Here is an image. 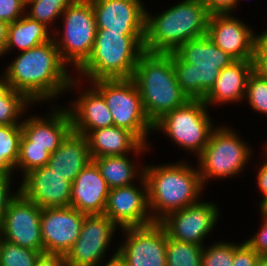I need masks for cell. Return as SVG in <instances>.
Wrapping results in <instances>:
<instances>
[{"mask_svg":"<svg viewBox=\"0 0 267 266\" xmlns=\"http://www.w3.org/2000/svg\"><path fill=\"white\" fill-rule=\"evenodd\" d=\"M19 54L5 69L4 75L12 89L25 95L33 104L54 100L65 89L80 86L79 78L69 75L54 39Z\"/></svg>","mask_w":267,"mask_h":266,"instance_id":"6da1fadb","label":"cell"},{"mask_svg":"<svg viewBox=\"0 0 267 266\" xmlns=\"http://www.w3.org/2000/svg\"><path fill=\"white\" fill-rule=\"evenodd\" d=\"M143 175L147 183L149 212L154 222L200 202L198 198L205 187L198 168L194 169L185 161L144 166Z\"/></svg>","mask_w":267,"mask_h":266,"instance_id":"7a4b0ae2","label":"cell"},{"mask_svg":"<svg viewBox=\"0 0 267 266\" xmlns=\"http://www.w3.org/2000/svg\"><path fill=\"white\" fill-rule=\"evenodd\" d=\"M151 15L146 10L144 51L172 53L185 42L207 34L210 13L202 0H183Z\"/></svg>","mask_w":267,"mask_h":266,"instance_id":"3957f363","label":"cell"},{"mask_svg":"<svg viewBox=\"0 0 267 266\" xmlns=\"http://www.w3.org/2000/svg\"><path fill=\"white\" fill-rule=\"evenodd\" d=\"M132 79L139 89L145 113L153 125L165 114L190 100L177 83L172 53L144 51Z\"/></svg>","mask_w":267,"mask_h":266,"instance_id":"277c9868","label":"cell"},{"mask_svg":"<svg viewBox=\"0 0 267 266\" xmlns=\"http://www.w3.org/2000/svg\"><path fill=\"white\" fill-rule=\"evenodd\" d=\"M235 61L207 35L191 39L172 52L177 83L189 99L203 100L220 71Z\"/></svg>","mask_w":267,"mask_h":266,"instance_id":"5b68a950","label":"cell"},{"mask_svg":"<svg viewBox=\"0 0 267 266\" xmlns=\"http://www.w3.org/2000/svg\"><path fill=\"white\" fill-rule=\"evenodd\" d=\"M145 33L109 32L97 29L90 57L77 70L80 77L100 79H130L144 52ZM85 76V77H83Z\"/></svg>","mask_w":267,"mask_h":266,"instance_id":"8992f818","label":"cell"},{"mask_svg":"<svg viewBox=\"0 0 267 266\" xmlns=\"http://www.w3.org/2000/svg\"><path fill=\"white\" fill-rule=\"evenodd\" d=\"M104 98L113 117L114 126L125 128L134 133L144 144L147 134L154 131V125L143 108L139 89L134 80L100 79L91 81Z\"/></svg>","mask_w":267,"mask_h":266,"instance_id":"52a82bcc","label":"cell"},{"mask_svg":"<svg viewBox=\"0 0 267 266\" xmlns=\"http://www.w3.org/2000/svg\"><path fill=\"white\" fill-rule=\"evenodd\" d=\"M234 130L225 126L213 128L199 159V175L203 185L209 179L239 175L251 157V150ZM206 180V181H205Z\"/></svg>","mask_w":267,"mask_h":266,"instance_id":"ba28073f","label":"cell"},{"mask_svg":"<svg viewBox=\"0 0 267 266\" xmlns=\"http://www.w3.org/2000/svg\"><path fill=\"white\" fill-rule=\"evenodd\" d=\"M62 37H53L62 61L73 65L76 71L90 57L94 47L97 26L91 0H74L62 13Z\"/></svg>","mask_w":267,"mask_h":266,"instance_id":"9c48e42d","label":"cell"},{"mask_svg":"<svg viewBox=\"0 0 267 266\" xmlns=\"http://www.w3.org/2000/svg\"><path fill=\"white\" fill-rule=\"evenodd\" d=\"M207 107L201 99H190L159 119L153 130H162L180 148L199 156L214 128Z\"/></svg>","mask_w":267,"mask_h":266,"instance_id":"30bf717a","label":"cell"},{"mask_svg":"<svg viewBox=\"0 0 267 266\" xmlns=\"http://www.w3.org/2000/svg\"><path fill=\"white\" fill-rule=\"evenodd\" d=\"M41 214L42 208L18 191L4 213L0 238L18 246L44 252Z\"/></svg>","mask_w":267,"mask_h":266,"instance_id":"8fae6325","label":"cell"},{"mask_svg":"<svg viewBox=\"0 0 267 266\" xmlns=\"http://www.w3.org/2000/svg\"><path fill=\"white\" fill-rule=\"evenodd\" d=\"M121 230L126 240L117 250L126 266H167L168 234L159 222Z\"/></svg>","mask_w":267,"mask_h":266,"instance_id":"7c38bea8","label":"cell"},{"mask_svg":"<svg viewBox=\"0 0 267 266\" xmlns=\"http://www.w3.org/2000/svg\"><path fill=\"white\" fill-rule=\"evenodd\" d=\"M116 228L105 214L86 215L78 239L65 255L67 266H98Z\"/></svg>","mask_w":267,"mask_h":266,"instance_id":"4fadbf2b","label":"cell"},{"mask_svg":"<svg viewBox=\"0 0 267 266\" xmlns=\"http://www.w3.org/2000/svg\"><path fill=\"white\" fill-rule=\"evenodd\" d=\"M219 208L213 202H198L167 214L159 221L168 237L204 245L206 236L213 230L219 220Z\"/></svg>","mask_w":267,"mask_h":266,"instance_id":"5bb4252c","label":"cell"},{"mask_svg":"<svg viewBox=\"0 0 267 266\" xmlns=\"http://www.w3.org/2000/svg\"><path fill=\"white\" fill-rule=\"evenodd\" d=\"M142 189L135 183L109 191L104 213L121 229L141 227L154 223L148 206L147 183L144 175L139 177Z\"/></svg>","mask_w":267,"mask_h":266,"instance_id":"9a60e30c","label":"cell"},{"mask_svg":"<svg viewBox=\"0 0 267 266\" xmlns=\"http://www.w3.org/2000/svg\"><path fill=\"white\" fill-rule=\"evenodd\" d=\"M86 215L71 206L42 209L41 237L44 252L65 256L78 239Z\"/></svg>","mask_w":267,"mask_h":266,"instance_id":"2e32d148","label":"cell"},{"mask_svg":"<svg viewBox=\"0 0 267 266\" xmlns=\"http://www.w3.org/2000/svg\"><path fill=\"white\" fill-rule=\"evenodd\" d=\"M231 13L210 14L207 36L234 60H254L258 35Z\"/></svg>","mask_w":267,"mask_h":266,"instance_id":"e0dca14e","label":"cell"},{"mask_svg":"<svg viewBox=\"0 0 267 266\" xmlns=\"http://www.w3.org/2000/svg\"><path fill=\"white\" fill-rule=\"evenodd\" d=\"M22 179L18 191L40 208L70 206L72 182L48 165L27 172Z\"/></svg>","mask_w":267,"mask_h":266,"instance_id":"ac0fdd59","label":"cell"},{"mask_svg":"<svg viewBox=\"0 0 267 266\" xmlns=\"http://www.w3.org/2000/svg\"><path fill=\"white\" fill-rule=\"evenodd\" d=\"M97 29L145 33L146 9L141 0H91Z\"/></svg>","mask_w":267,"mask_h":266,"instance_id":"d6986e66","label":"cell"},{"mask_svg":"<svg viewBox=\"0 0 267 266\" xmlns=\"http://www.w3.org/2000/svg\"><path fill=\"white\" fill-rule=\"evenodd\" d=\"M20 146H39L52 154L69 135L72 121L67 108L52 110L47 118L31 116L21 123Z\"/></svg>","mask_w":267,"mask_h":266,"instance_id":"ffe728a7","label":"cell"},{"mask_svg":"<svg viewBox=\"0 0 267 266\" xmlns=\"http://www.w3.org/2000/svg\"><path fill=\"white\" fill-rule=\"evenodd\" d=\"M109 191V186L92 160L72 182L70 206L87 215L103 214Z\"/></svg>","mask_w":267,"mask_h":266,"instance_id":"44dd1931","label":"cell"},{"mask_svg":"<svg viewBox=\"0 0 267 266\" xmlns=\"http://www.w3.org/2000/svg\"><path fill=\"white\" fill-rule=\"evenodd\" d=\"M66 107L74 132L87 135L91 130L114 125L110 109L103 96L93 87L85 90Z\"/></svg>","mask_w":267,"mask_h":266,"instance_id":"7402d4cb","label":"cell"},{"mask_svg":"<svg viewBox=\"0 0 267 266\" xmlns=\"http://www.w3.org/2000/svg\"><path fill=\"white\" fill-rule=\"evenodd\" d=\"M86 137L92 159L128 155L130 152L139 155L148 149L134 133L114 125L91 130Z\"/></svg>","mask_w":267,"mask_h":266,"instance_id":"603a6c76","label":"cell"},{"mask_svg":"<svg viewBox=\"0 0 267 266\" xmlns=\"http://www.w3.org/2000/svg\"><path fill=\"white\" fill-rule=\"evenodd\" d=\"M254 70V60H235L223 68L216 83L203 99L209 107L210 104L234 103L245 98L247 80Z\"/></svg>","mask_w":267,"mask_h":266,"instance_id":"cb8c5ba5","label":"cell"},{"mask_svg":"<svg viewBox=\"0 0 267 266\" xmlns=\"http://www.w3.org/2000/svg\"><path fill=\"white\" fill-rule=\"evenodd\" d=\"M92 161L86 135L73 130L50 155L48 166L58 175L73 182L81 170Z\"/></svg>","mask_w":267,"mask_h":266,"instance_id":"d4e9b609","label":"cell"},{"mask_svg":"<svg viewBox=\"0 0 267 266\" xmlns=\"http://www.w3.org/2000/svg\"><path fill=\"white\" fill-rule=\"evenodd\" d=\"M49 32L50 27L24 14L21 18L8 25L4 54L14 47L23 52L47 43L54 37Z\"/></svg>","mask_w":267,"mask_h":266,"instance_id":"484cf974","label":"cell"},{"mask_svg":"<svg viewBox=\"0 0 267 266\" xmlns=\"http://www.w3.org/2000/svg\"><path fill=\"white\" fill-rule=\"evenodd\" d=\"M92 160L110 189L131 185L138 175L143 176V167L138 171L135 163L127 155L103 156Z\"/></svg>","mask_w":267,"mask_h":266,"instance_id":"4316f807","label":"cell"},{"mask_svg":"<svg viewBox=\"0 0 267 266\" xmlns=\"http://www.w3.org/2000/svg\"><path fill=\"white\" fill-rule=\"evenodd\" d=\"M21 124L0 126V172L13 174L20 153Z\"/></svg>","mask_w":267,"mask_h":266,"instance_id":"83f0119b","label":"cell"},{"mask_svg":"<svg viewBox=\"0 0 267 266\" xmlns=\"http://www.w3.org/2000/svg\"><path fill=\"white\" fill-rule=\"evenodd\" d=\"M205 245H197L168 237L166 247L167 266H202Z\"/></svg>","mask_w":267,"mask_h":266,"instance_id":"f1b7e54d","label":"cell"},{"mask_svg":"<svg viewBox=\"0 0 267 266\" xmlns=\"http://www.w3.org/2000/svg\"><path fill=\"white\" fill-rule=\"evenodd\" d=\"M74 0H26V15L51 27ZM54 20V21H53Z\"/></svg>","mask_w":267,"mask_h":266,"instance_id":"f546056e","label":"cell"},{"mask_svg":"<svg viewBox=\"0 0 267 266\" xmlns=\"http://www.w3.org/2000/svg\"><path fill=\"white\" fill-rule=\"evenodd\" d=\"M40 251L9 243L0 238L1 266H34Z\"/></svg>","mask_w":267,"mask_h":266,"instance_id":"4dcf8cb0","label":"cell"},{"mask_svg":"<svg viewBox=\"0 0 267 266\" xmlns=\"http://www.w3.org/2000/svg\"><path fill=\"white\" fill-rule=\"evenodd\" d=\"M30 103L33 104L25 95L12 89L0 99V125L21 124L18 118Z\"/></svg>","mask_w":267,"mask_h":266,"instance_id":"1f68e13d","label":"cell"},{"mask_svg":"<svg viewBox=\"0 0 267 266\" xmlns=\"http://www.w3.org/2000/svg\"><path fill=\"white\" fill-rule=\"evenodd\" d=\"M246 100L252 109L267 114V79L263 78L255 70L247 80Z\"/></svg>","mask_w":267,"mask_h":266,"instance_id":"d6a6232c","label":"cell"},{"mask_svg":"<svg viewBox=\"0 0 267 266\" xmlns=\"http://www.w3.org/2000/svg\"><path fill=\"white\" fill-rule=\"evenodd\" d=\"M239 244L218 242L203 247L202 266H232L234 251Z\"/></svg>","mask_w":267,"mask_h":266,"instance_id":"836d02e7","label":"cell"},{"mask_svg":"<svg viewBox=\"0 0 267 266\" xmlns=\"http://www.w3.org/2000/svg\"><path fill=\"white\" fill-rule=\"evenodd\" d=\"M50 155L44 147L20 146L19 158L15 169H21L22 175H24L35 168L47 165Z\"/></svg>","mask_w":267,"mask_h":266,"instance_id":"e575fe53","label":"cell"},{"mask_svg":"<svg viewBox=\"0 0 267 266\" xmlns=\"http://www.w3.org/2000/svg\"><path fill=\"white\" fill-rule=\"evenodd\" d=\"M26 0H0V20L8 24L26 14Z\"/></svg>","mask_w":267,"mask_h":266,"instance_id":"d590c367","label":"cell"},{"mask_svg":"<svg viewBox=\"0 0 267 266\" xmlns=\"http://www.w3.org/2000/svg\"><path fill=\"white\" fill-rule=\"evenodd\" d=\"M260 212L263 217L260 231L245 242L260 256L267 257V208H260Z\"/></svg>","mask_w":267,"mask_h":266,"instance_id":"8d00e7d4","label":"cell"},{"mask_svg":"<svg viewBox=\"0 0 267 266\" xmlns=\"http://www.w3.org/2000/svg\"><path fill=\"white\" fill-rule=\"evenodd\" d=\"M261 256L245 241L240 243L234 251L232 266H255Z\"/></svg>","mask_w":267,"mask_h":266,"instance_id":"74e56055","label":"cell"},{"mask_svg":"<svg viewBox=\"0 0 267 266\" xmlns=\"http://www.w3.org/2000/svg\"><path fill=\"white\" fill-rule=\"evenodd\" d=\"M12 174L8 172H0V225L2 223L4 213L7 210V206L10 200L16 195L18 190L15 193H11V179Z\"/></svg>","mask_w":267,"mask_h":266,"instance_id":"f35d334b","label":"cell"},{"mask_svg":"<svg viewBox=\"0 0 267 266\" xmlns=\"http://www.w3.org/2000/svg\"><path fill=\"white\" fill-rule=\"evenodd\" d=\"M210 14H225L234 11L238 5L237 0H202Z\"/></svg>","mask_w":267,"mask_h":266,"instance_id":"ab89813d","label":"cell"},{"mask_svg":"<svg viewBox=\"0 0 267 266\" xmlns=\"http://www.w3.org/2000/svg\"><path fill=\"white\" fill-rule=\"evenodd\" d=\"M34 266H67V263L62 254L42 252Z\"/></svg>","mask_w":267,"mask_h":266,"instance_id":"60d3db41","label":"cell"},{"mask_svg":"<svg viewBox=\"0 0 267 266\" xmlns=\"http://www.w3.org/2000/svg\"><path fill=\"white\" fill-rule=\"evenodd\" d=\"M265 148V151L267 152V144ZM257 184L263 195L259 208H267V160L266 162H263V165L258 170Z\"/></svg>","mask_w":267,"mask_h":266,"instance_id":"b9f144b4","label":"cell"},{"mask_svg":"<svg viewBox=\"0 0 267 266\" xmlns=\"http://www.w3.org/2000/svg\"><path fill=\"white\" fill-rule=\"evenodd\" d=\"M254 70L267 79V52L258 43L255 49Z\"/></svg>","mask_w":267,"mask_h":266,"instance_id":"7bdbcfd3","label":"cell"},{"mask_svg":"<svg viewBox=\"0 0 267 266\" xmlns=\"http://www.w3.org/2000/svg\"><path fill=\"white\" fill-rule=\"evenodd\" d=\"M8 23L0 20V57L4 55L6 42H7V34H8Z\"/></svg>","mask_w":267,"mask_h":266,"instance_id":"ee69618b","label":"cell"},{"mask_svg":"<svg viewBox=\"0 0 267 266\" xmlns=\"http://www.w3.org/2000/svg\"><path fill=\"white\" fill-rule=\"evenodd\" d=\"M101 266H126L125 260L118 254V250L113 254L112 258L110 257V260H108L105 265Z\"/></svg>","mask_w":267,"mask_h":266,"instance_id":"f6af8a7d","label":"cell"},{"mask_svg":"<svg viewBox=\"0 0 267 266\" xmlns=\"http://www.w3.org/2000/svg\"><path fill=\"white\" fill-rule=\"evenodd\" d=\"M12 87L10 83L7 81L5 75L0 78V99L5 97L10 91Z\"/></svg>","mask_w":267,"mask_h":266,"instance_id":"bcb514c9","label":"cell"},{"mask_svg":"<svg viewBox=\"0 0 267 266\" xmlns=\"http://www.w3.org/2000/svg\"><path fill=\"white\" fill-rule=\"evenodd\" d=\"M258 44L267 52V30L258 35Z\"/></svg>","mask_w":267,"mask_h":266,"instance_id":"7dc6e473","label":"cell"},{"mask_svg":"<svg viewBox=\"0 0 267 266\" xmlns=\"http://www.w3.org/2000/svg\"><path fill=\"white\" fill-rule=\"evenodd\" d=\"M255 266H267V257L261 256Z\"/></svg>","mask_w":267,"mask_h":266,"instance_id":"c3c4849f","label":"cell"}]
</instances>
